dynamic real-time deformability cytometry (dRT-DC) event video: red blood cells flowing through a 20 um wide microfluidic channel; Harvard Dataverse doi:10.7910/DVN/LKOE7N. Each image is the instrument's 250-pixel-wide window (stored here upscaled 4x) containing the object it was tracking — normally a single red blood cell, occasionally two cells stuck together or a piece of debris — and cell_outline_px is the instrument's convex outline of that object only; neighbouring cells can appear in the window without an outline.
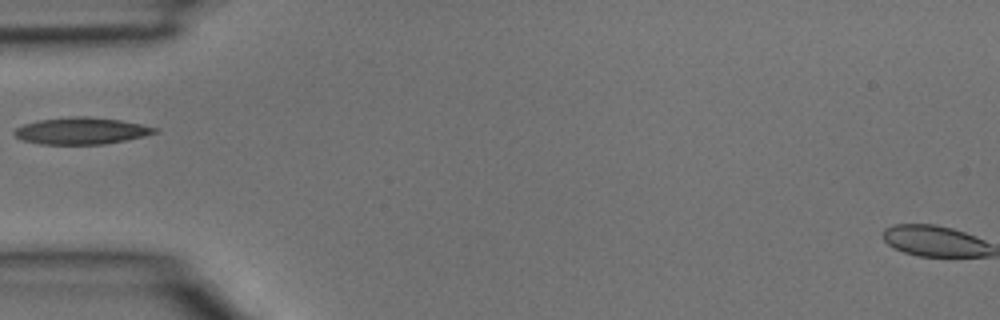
{"species": "common noctule bat (a hibernating species)", "species_latin": "Nyctalus noctula", "temperature_condition": "room temperature", "stored_images_in_passage": 3, "camera_frame_rate_fps": 3000, "um_per_image_px": 0.085, "animal": {"sex": "male", "body_mass_g": 15.6}, "frame": {"image": 1, "passage_image": 3, "time_ms": 0.667, "image_size_px": [1000, 320], "cell_outline_px": [[160, 128], [156, 132], [144, 136], [104, 144], [40, 144], [20, 140], [12, 132], [16, 128], [24, 124], [40, 120], [68, 116], [88, 116], [120, 120]], "centroid_in_image_um": [6.88, 11.12], "position_along_channel_um": 78.1, "area_um2": 21.91}}